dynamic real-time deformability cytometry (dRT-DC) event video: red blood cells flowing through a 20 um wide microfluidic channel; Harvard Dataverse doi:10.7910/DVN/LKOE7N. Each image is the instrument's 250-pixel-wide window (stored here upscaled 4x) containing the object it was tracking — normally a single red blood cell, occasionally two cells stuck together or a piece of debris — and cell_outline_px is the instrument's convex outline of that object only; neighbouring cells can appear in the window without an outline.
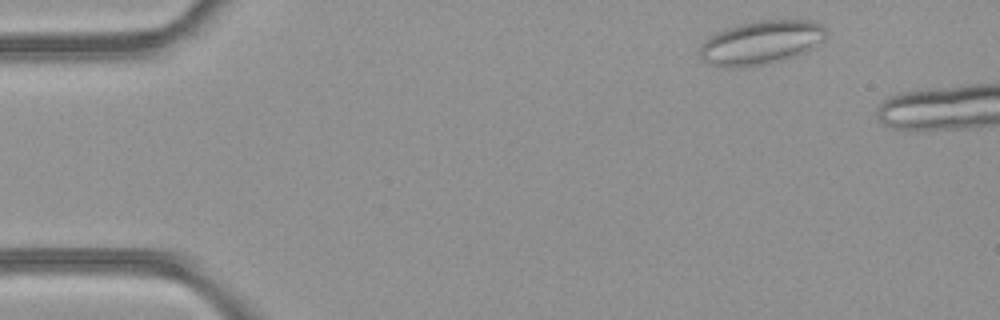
{"species": "common noctule bat (a hibernating species)", "species_latin": "Nyctalus noctula", "temperature_condition": "room temperature", "stored_images_in_passage": 8, "camera_frame_rate_fps": 3000, "um_per_image_px": 0.085, "animal": {"sex": "female", "body_mass_g": 21.9}, "frame": {"image": 1, "passage_image": 2, "time_ms": 0.333, "image_size_px": [1000, 320], "cell_outline_px": [[828, 32], [824, 40], [796, 56], [780, 60], [756, 64], [716, 64], [704, 60], [700, 56], [700, 48], [716, 32], [724, 28], [736, 24], [760, 20], [812, 20], [820, 24]], "centroid_in_image_um": [64.78, 3.53], "position_along_channel_um": 20.2, "area_um2": 30.92}}